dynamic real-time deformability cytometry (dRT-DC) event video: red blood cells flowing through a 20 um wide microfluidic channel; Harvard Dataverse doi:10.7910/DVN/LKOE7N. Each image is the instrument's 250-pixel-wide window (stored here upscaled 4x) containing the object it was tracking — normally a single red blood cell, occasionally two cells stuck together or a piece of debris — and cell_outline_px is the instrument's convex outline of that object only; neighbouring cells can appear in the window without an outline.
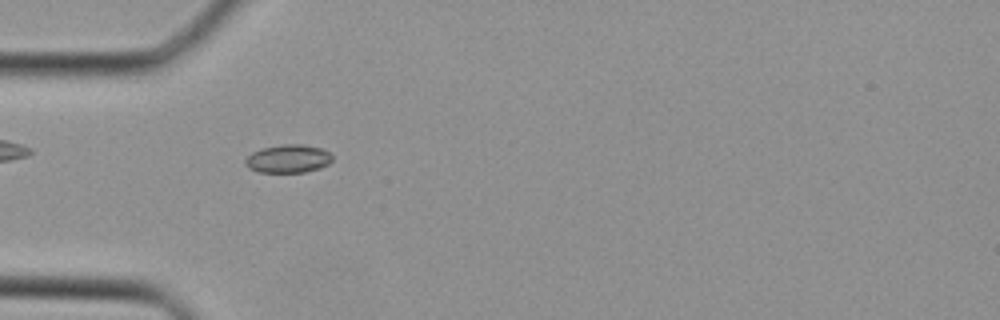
{"species": "Egyptian fruit bat (a non-hibernating species)", "species_latin": "Rousettus aegyptiacus", "temperature_condition": "cold", "stored_images_in_passage": 39, "camera_frame_rate_fps": 3000, "um_per_image_px": 0.085, "animal": {"sex": "female"}, "frame": {"image": 1, "passage_image": 12, "time_ms": 3.667, "image_size_px": [1000, 320], "cell_outline_px": [[332, 160], [328, 164], [320, 168], [304, 172], [260, 172], [248, 168], [244, 164], [244, 160], [252, 152], [264, 148], [284, 144], [300, 144], [320, 148], [328, 152], [332, 156]], "centroid_in_image_um": [24.48, 13.5], "position_along_channel_um": 60.5, "area_um2": 14.16}}
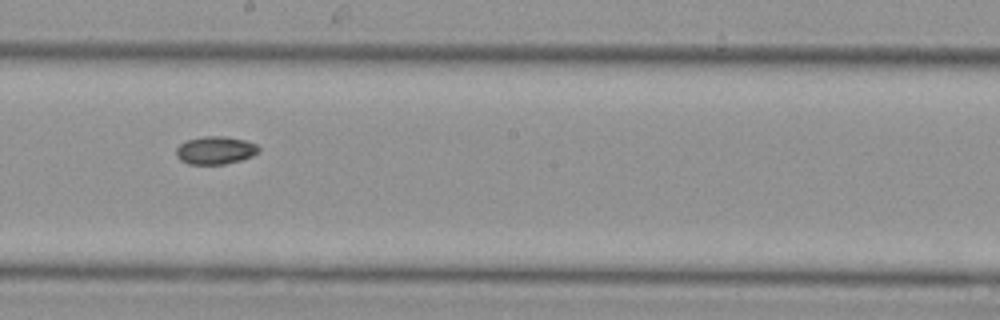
{"frame": {"image": 2, "passage_image": 22, "time_ms": 7.0, "image_size_px": [1000, 320], "cell_outline_px": [[260, 152], [252, 156], [240, 160], [224, 164], [188, 164], [180, 160], [176, 156], [176, 148], [180, 144], [188, 140], [204, 136], [224, 136], [244, 140], [256, 144], [260, 148]], "centroid_in_image_um": [18.31, 12.78], "position_along_channel_um": 229.9, "area_um2": 13.41}}
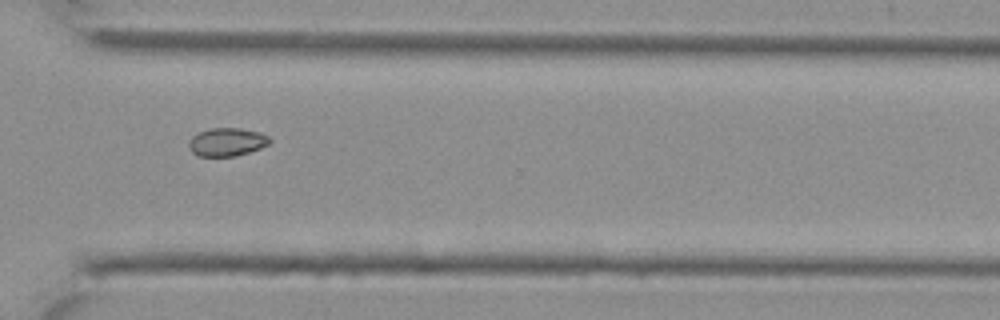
{"frame": {"image": 3, "passage_image": 29, "time_ms": 9.333, "image_size_px": [1000, 320], "cell_outline_px": [[272, 140], [268, 144], [260, 148], [236, 156], [200, 156], [192, 152], [188, 144], [192, 136], [200, 132], [212, 128], [240, 128], [260, 132], [268, 136]], "centroid_in_image_um": [19.31, 12.06], "position_along_channel_um": 351.3, "area_um2": 13.18}}